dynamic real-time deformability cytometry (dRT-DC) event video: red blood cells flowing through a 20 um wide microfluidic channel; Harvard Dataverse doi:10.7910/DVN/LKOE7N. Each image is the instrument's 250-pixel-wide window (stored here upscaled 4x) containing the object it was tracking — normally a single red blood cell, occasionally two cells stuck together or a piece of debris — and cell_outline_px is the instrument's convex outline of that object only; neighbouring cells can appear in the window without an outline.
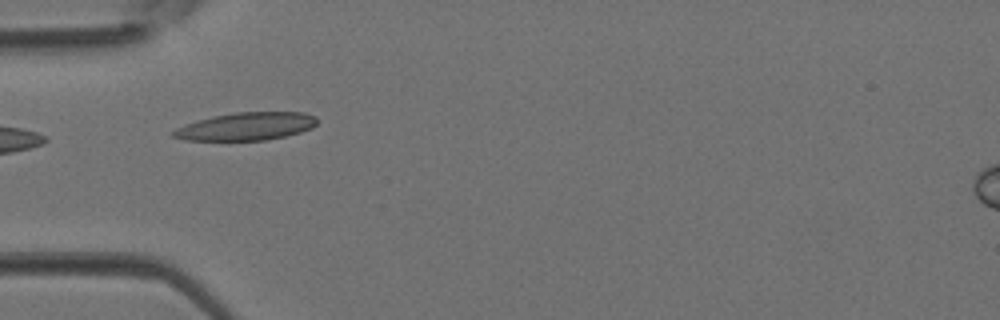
{"species": "Egyptian fruit bat (a non-hibernating species)", "species_latin": "Rousettus aegyptiacus", "temperature_condition": "room temperature", "stored_images_in_passage": 4, "camera_frame_rate_fps": 3000, "um_per_image_px": 0.085, "animal": {"sex": "female"}, "frame": {"image": 1, "passage_image": 4, "time_ms": 1.0, "image_size_px": [1000, 320], "cell_outline_px": [[316, 124], [312, 128], [300, 132], [284, 136], [264, 140], [184, 140], [172, 136], [172, 132], [176, 128], [184, 124], [212, 116], [236, 112], [304, 112], [316, 116]], "centroid_in_image_um": [20.92, 10.73], "position_along_channel_um": 64.1, "area_um2": 23.24}}